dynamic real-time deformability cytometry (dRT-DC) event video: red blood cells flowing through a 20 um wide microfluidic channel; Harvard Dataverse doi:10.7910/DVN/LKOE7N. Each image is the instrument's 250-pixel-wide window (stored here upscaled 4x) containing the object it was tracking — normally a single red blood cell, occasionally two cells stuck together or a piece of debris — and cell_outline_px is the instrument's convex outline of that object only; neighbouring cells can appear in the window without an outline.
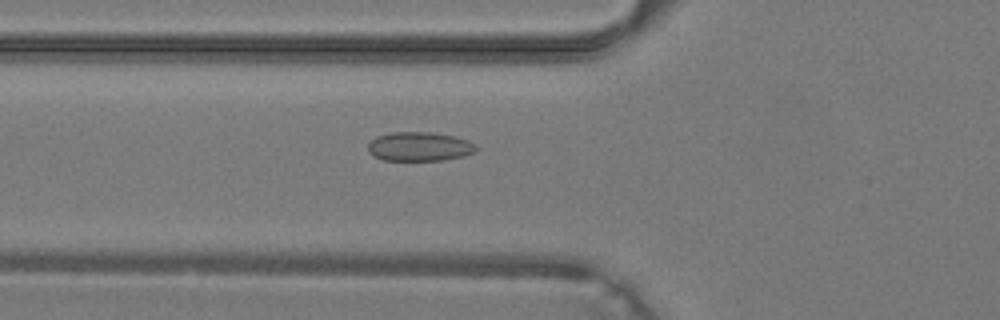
{"species": "common noctule bat (a hibernating species)", "species_latin": "Nyctalus noctula", "temperature_condition": "warm", "stored_images_in_passage": 30, "camera_frame_rate_fps": 3000, "um_per_image_px": 0.085, "animal": {"sex": "male", "body_mass_g": 19.2, "forearm_length_mm": 51.8}, "frame": {"image": 1, "passage_image": 5, "time_ms": 1.333, "image_size_px": [1000, 320], "cell_outline_px": [[476, 148], [472, 152], [464, 156], [444, 160], [384, 160], [372, 156], [368, 152], [368, 144], [376, 136], [392, 132], [432, 132], [452, 136], [468, 140]], "centroid_in_image_um": [35.59, 12.46], "position_along_channel_um": 90.2, "area_um2": 18.21}}
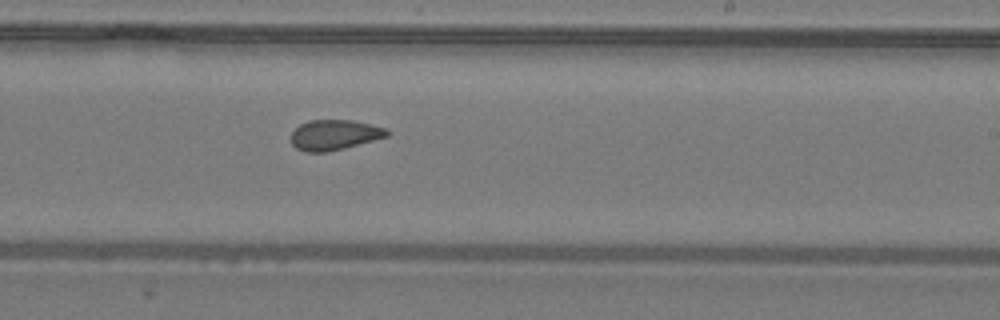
{"frame": {"image": 2, "passage_image": 15, "time_ms": 4.667, "image_size_px": [1000, 320], "cell_outline_px": [[388, 136], [344, 148], [328, 152], [304, 152], [296, 148], [292, 144], [292, 132], [300, 124], [308, 120], [352, 120], [372, 124], [384, 128], [388, 132]], "centroid_in_image_um": [28.4, 11.46], "position_along_channel_um": 260.6, "area_um2": 16.82}}
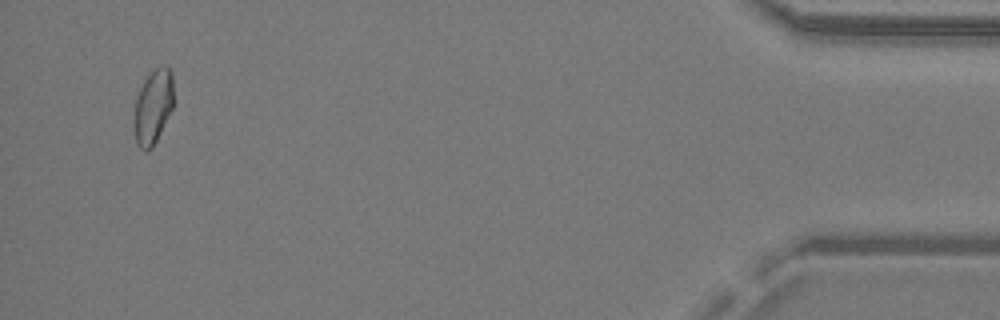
{"frame": {"image": 3, "passage_image": 29, "time_ms": 9.333, "image_size_px": [1000, 320], "cell_outline_px": [[172, 108], [152, 148], [144, 152], [136, 144], [136, 96], [144, 80], [156, 68], [164, 64], [172, 72]], "centroid_in_image_um": [13.02, 9.05], "position_along_channel_um": 422.2, "area_um2": 16.47}}